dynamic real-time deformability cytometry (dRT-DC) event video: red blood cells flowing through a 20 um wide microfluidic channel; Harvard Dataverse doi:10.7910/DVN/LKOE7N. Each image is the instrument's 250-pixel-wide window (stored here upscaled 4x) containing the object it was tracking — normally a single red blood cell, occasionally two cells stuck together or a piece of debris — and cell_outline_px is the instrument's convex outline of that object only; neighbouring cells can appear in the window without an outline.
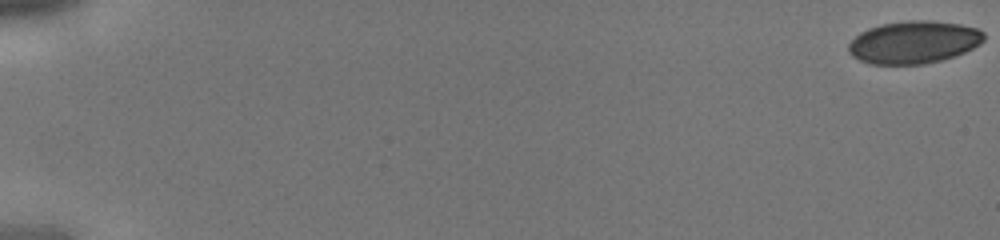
{"species": "human", "species_latin": "Homo sapiens", "temperature_condition": "cold", "stored_images_in_passage": 30, "camera_frame_rate_fps": 3000, "um_per_image_px": 0.085, "donor": {"sex": "male"}, "frame": {"image": 1, "passage_image": 1, "time_ms": 0.0, "image_size_px": [1000, 240], "cell_outline_px": [[984, 40], [980, 44], [964, 52], [940, 60], [924, 64], [868, 64], [852, 56], [848, 52], [848, 44], [860, 32], [868, 28], [880, 24], [908, 20], [932, 20], [960, 24], [976, 28], [984, 32]], "centroid_in_image_um": [77.65, 3.58], "position_along_channel_um": 7.4, "area_um2": 33.64}}
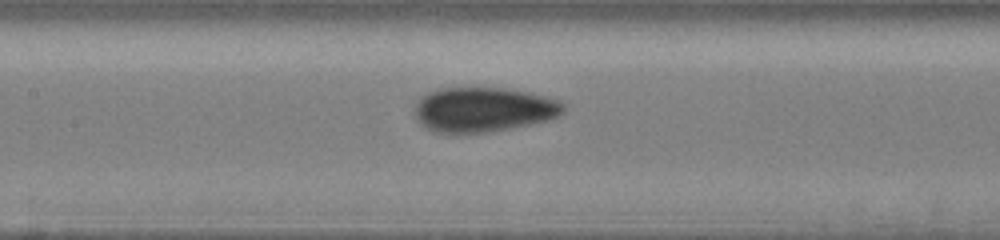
{"frame": {"image": 2, "passage_image": 13, "time_ms": 4.0, "image_size_px": [1000, 240], "cell_outline_px": [[568, 108], [560, 116], [548, 120], [512, 128], [488, 132], [432, 132], [424, 128], [420, 124], [416, 116], [416, 104], [428, 92], [440, 88], [504, 88], [528, 92], [560, 100], [568, 104]], "centroid_in_image_um": [41.16, 9.31], "position_along_channel_um": 166.2, "area_um2": 38.84}}
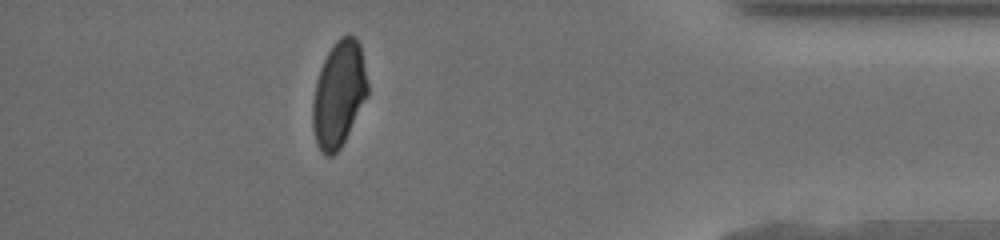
{"frame": {"image": 3, "passage_image": 26, "time_ms": 8.333, "image_size_px": [1000, 240], "cell_outline_px": [[368, 96], [340, 148], [332, 156], [324, 156], [316, 144], [312, 128], [312, 104], [316, 80], [320, 68], [328, 52], [336, 40], [340, 36], [348, 32], [356, 36], [360, 44], [368, 84]], "centroid_in_image_um": [28.79, 7.98], "position_along_channel_um": 406.4, "area_um2": 34.28}}